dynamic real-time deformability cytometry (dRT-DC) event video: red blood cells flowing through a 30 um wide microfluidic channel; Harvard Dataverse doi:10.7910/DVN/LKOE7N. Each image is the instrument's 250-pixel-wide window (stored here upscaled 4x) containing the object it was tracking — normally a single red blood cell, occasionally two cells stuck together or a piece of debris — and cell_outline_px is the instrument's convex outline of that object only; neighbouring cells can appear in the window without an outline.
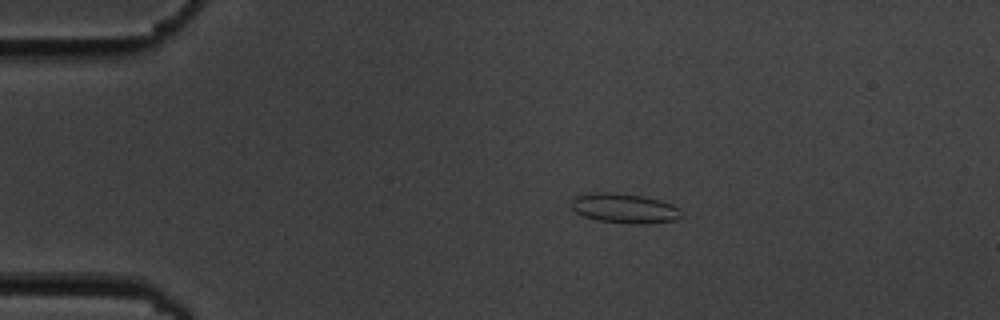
{"species": "common noctule bat (a hibernating species)", "species_latin": "Nyctalus noctula", "temperature_condition": "cold", "stored_images_in_passage": 5, "camera_frame_rate_fps": 3000, "um_per_image_px": 0.085, "animal": {"sex": "male", "body_mass_g": 19.5, "forearm_length_mm": 54.6}, "frame": {"image": 1, "passage_image": 3, "time_ms": 2.333, "image_size_px": [1000, 320], "cell_outline_px": [[684, 216], [676, 220], [644, 224], [628, 224], [596, 220], [584, 216], [576, 212], [572, 208], [572, 200], [576, 196], [588, 192], [612, 192], [644, 196], [660, 200], [672, 204]], "centroid_in_image_um": [53.07, 17.71], "position_along_channel_um": 31.9, "area_um2": 19.19}}